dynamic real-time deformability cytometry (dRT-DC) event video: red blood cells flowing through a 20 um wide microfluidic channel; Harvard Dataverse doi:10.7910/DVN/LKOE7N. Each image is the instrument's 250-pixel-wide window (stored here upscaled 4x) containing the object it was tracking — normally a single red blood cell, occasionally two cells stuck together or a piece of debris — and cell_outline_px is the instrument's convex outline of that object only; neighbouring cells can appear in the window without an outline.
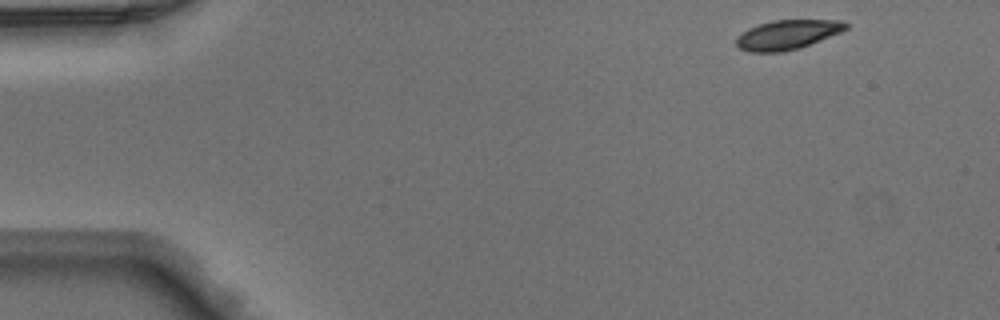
{"species": "Egyptian fruit bat (a non-hibernating species)", "species_latin": "Rousettus aegyptiacus", "temperature_condition": "warm", "stored_images_in_passage": 44, "camera_frame_rate_fps": 3000, "um_per_image_px": 0.085, "animal": {"sex": "male"}, "frame": {"image": 1, "passage_image": 1, "time_ms": 0.0, "image_size_px": [1000, 320], "cell_outline_px": [[848, 28], [840, 32], [800, 48], [784, 52], [748, 52], [740, 48], [736, 44], [736, 36], [748, 28], [772, 20], [840, 20], [848, 24]], "centroid_in_image_um": [66.9, 2.95], "position_along_channel_um": 18.1, "area_um2": 18.79}}
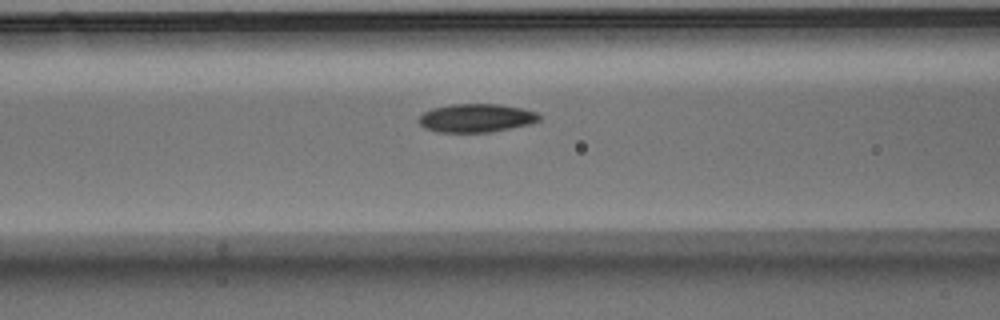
{"frame": {"image": 2, "passage_image": 16, "time_ms": 5.0, "image_size_px": [1000, 320], "cell_outline_px": [[540, 120], [528, 124], [488, 132], [436, 132], [424, 128], [416, 120], [424, 112], [432, 108], [452, 104], [500, 104], [524, 108], [536, 112], [540, 116]], "centroid_in_image_um": [40.44, 10.02], "position_along_channel_um": 126.2, "area_um2": 19.94}}
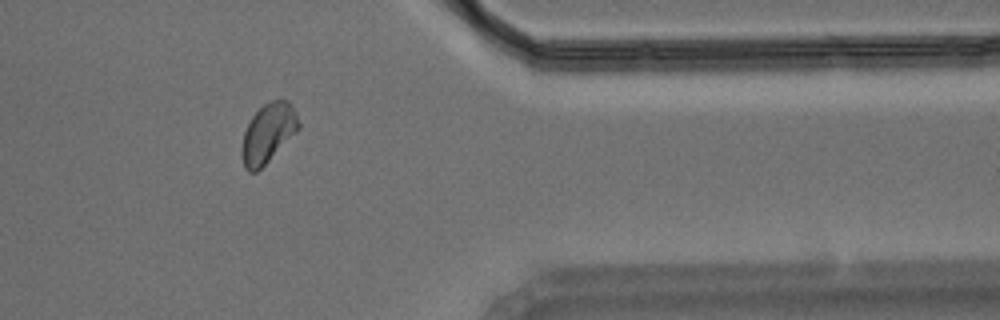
{"frame": {"image": 3, "passage_image": 36, "time_ms": 11.667, "image_size_px": [1000, 320], "cell_outline_px": [[300, 128], [256, 172], [248, 172], [244, 168], [240, 152], [244, 132], [252, 116], [264, 104], [272, 100], [288, 100], [296, 112], [300, 124]], "centroid_in_image_um": [22.77, 11.32], "position_along_channel_um": 388.6, "area_um2": 19.36}}